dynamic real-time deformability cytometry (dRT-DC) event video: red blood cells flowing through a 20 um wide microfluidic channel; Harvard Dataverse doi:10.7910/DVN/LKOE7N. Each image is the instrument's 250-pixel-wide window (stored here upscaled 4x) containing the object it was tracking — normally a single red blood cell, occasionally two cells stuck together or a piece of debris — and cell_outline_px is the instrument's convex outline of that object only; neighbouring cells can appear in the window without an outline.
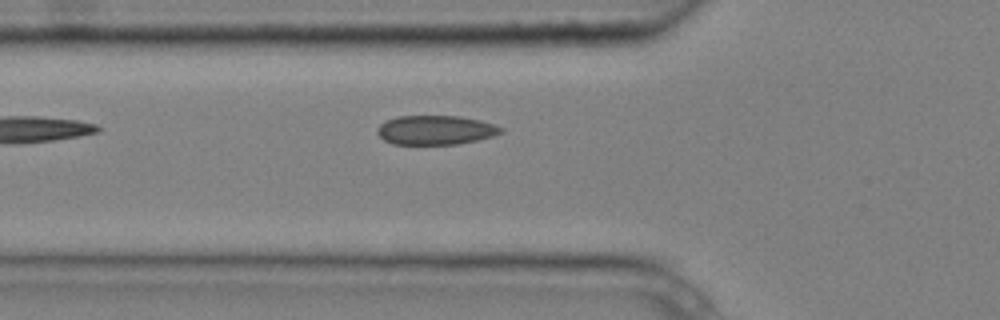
{"species": "common noctule bat (a hibernating species)", "species_latin": "Nyctalus noctula", "temperature_condition": "cold", "stored_images_in_passage": 5, "camera_frame_rate_fps": 3000, "um_per_image_px": 0.085, "animal": {"sex": "male", "body_mass_g": 20.4}, "frame": {"image": 1, "passage_image": 5, "time_ms": 1.333, "image_size_px": [1000, 320], "cell_outline_px": [[504, 132], [492, 136], [476, 140], [456, 144], [392, 144], [384, 140], [376, 132], [376, 128], [380, 124], [388, 120], [400, 116], [460, 116], [480, 120], [504, 128]], "centroid_in_image_um": [37.02, 11.05], "position_along_channel_um": 88.8, "area_um2": 20.98}}